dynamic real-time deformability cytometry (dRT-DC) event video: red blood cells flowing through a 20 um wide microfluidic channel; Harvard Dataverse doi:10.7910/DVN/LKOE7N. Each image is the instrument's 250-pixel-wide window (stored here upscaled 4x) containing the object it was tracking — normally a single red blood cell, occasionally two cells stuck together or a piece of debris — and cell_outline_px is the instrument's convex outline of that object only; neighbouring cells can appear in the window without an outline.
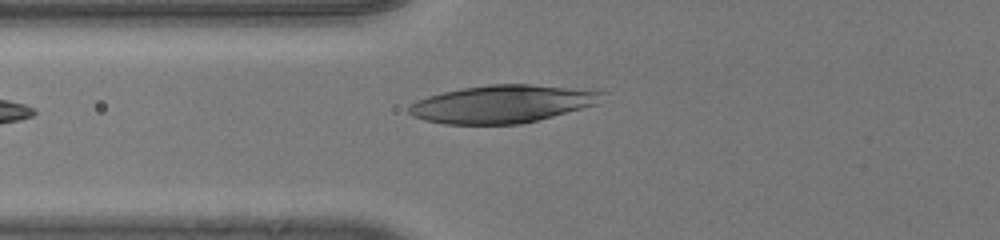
{"species": "human", "species_latin": "Homo sapiens", "temperature_condition": "room temperature", "stored_images_in_passage": 31, "camera_frame_rate_fps": 3000, "um_per_image_px": 0.085, "donor": {"sex": "male"}, "frame": {"image": 1, "passage_image": 2, "time_ms": 0.333, "image_size_px": [1000, 240], "cell_outline_px": [[608, 92], [596, 104], [552, 116], [520, 124], [444, 124], [424, 120], [412, 116], [408, 112], [408, 104], [416, 100], [428, 96], [444, 92], [464, 88], [492, 84], [528, 84]], "centroid_in_image_um": [42.63, 8.84], "position_along_channel_um": 83.2, "area_um2": 42.08}}
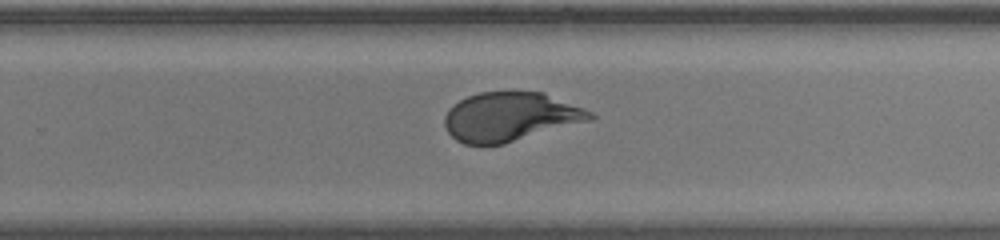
{"frame": {"image": 2, "passage_image": 17, "time_ms": 5.333, "image_size_px": [1000, 240], "cell_outline_px": [[596, 116], [592, 120], [504, 144], [464, 144], [456, 140], [448, 132], [444, 124], [444, 116], [448, 108], [452, 104], [468, 96], [480, 92], [544, 92], [584, 108], [592, 112]], "centroid_in_image_um": [43.37, 9.92], "position_along_channel_um": 286.4, "area_um2": 41.62}}
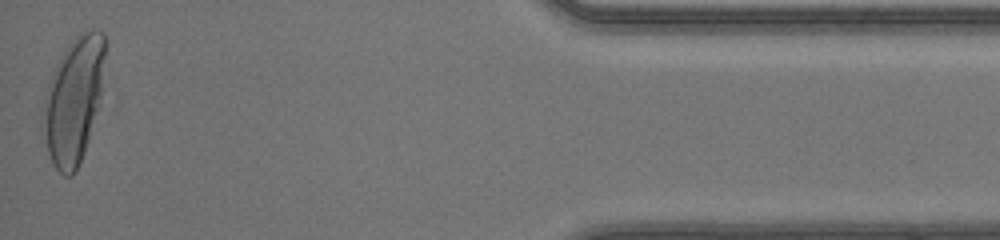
{"frame": {"image": 3, "passage_image": 31, "time_ms": 10.0, "image_size_px": [1000, 240], "cell_outline_px": [[104, 56], [100, 108], [76, 172], [72, 176], [64, 176], [52, 164], [48, 152], [40, 120], [44, 100], [48, 84], [68, 44], [80, 32], [92, 28], [96, 28], [104, 32]], "centroid_in_image_um": [6.26, 8.54], "position_along_channel_um": 428.9, "area_um2": 45.49}, "authors_computed_cell_mechanics": {"area_um2": 42.194, "velocity_mm_per_s": 4.1249, "shape_relaxation_time_tau1_ms": 3.8415, "shape_relaxation_time_tau2_ms": null, "deformation_change_tau1": 0.2369, "deformation_change_tau2": null}}